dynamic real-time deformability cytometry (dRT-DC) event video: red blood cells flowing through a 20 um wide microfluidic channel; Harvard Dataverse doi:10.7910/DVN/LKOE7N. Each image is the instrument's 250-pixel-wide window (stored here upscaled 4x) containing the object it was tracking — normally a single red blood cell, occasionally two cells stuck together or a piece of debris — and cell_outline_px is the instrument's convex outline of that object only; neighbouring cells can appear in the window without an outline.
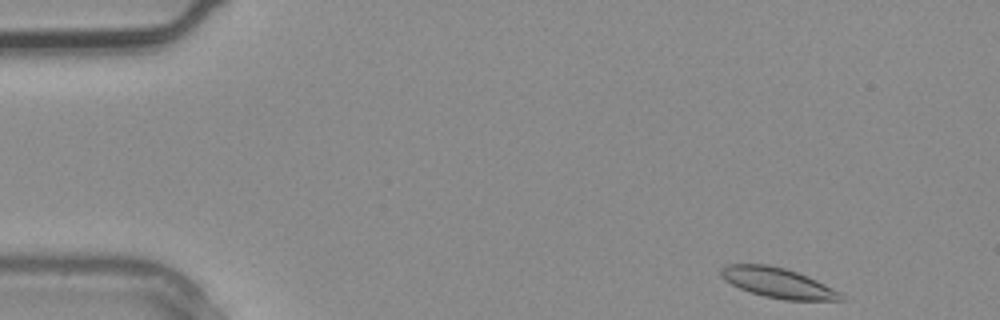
{"species": "common noctule bat (a hibernating species)", "species_latin": "Nyctalus noctula", "temperature_condition": "warm", "stored_images_in_passage": 3, "camera_frame_rate_fps": 3000, "um_per_image_px": 0.085, "animal": {"sex": "male", "body_mass_g": 20.4}, "frame": {"image": 1, "passage_image": 1, "time_ms": 0.0, "image_size_px": [1000, 320], "cell_outline_px": [[844, 300], [784, 300], [764, 296], [740, 288], [732, 284], [720, 272], [720, 268], [728, 264], [768, 264], [784, 268], [808, 276], [840, 292], [844, 296]], "centroid_in_image_um": [66.15, 24.04], "position_along_channel_um": 18.9, "area_um2": 20.63}}